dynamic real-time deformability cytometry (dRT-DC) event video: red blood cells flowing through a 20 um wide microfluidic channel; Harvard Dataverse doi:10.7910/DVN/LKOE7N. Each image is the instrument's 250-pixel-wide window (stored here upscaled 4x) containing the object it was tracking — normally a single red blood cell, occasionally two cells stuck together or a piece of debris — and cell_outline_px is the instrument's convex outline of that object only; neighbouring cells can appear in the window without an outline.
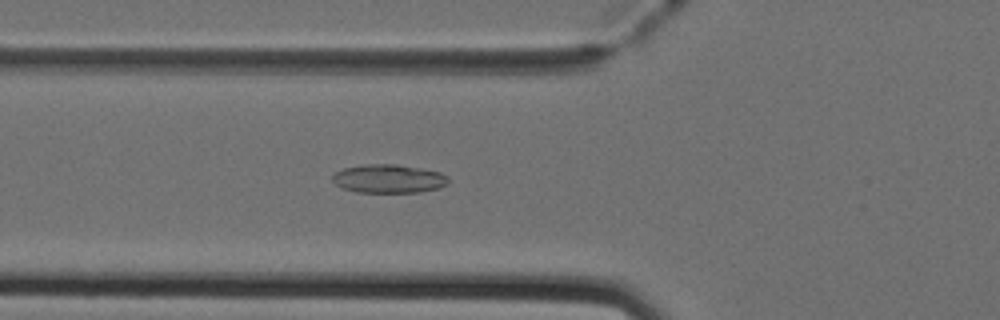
{"species": "Egyptian fruit bat (a non-hibernating species)", "species_latin": "Rousettus aegyptiacus", "temperature_condition": "cold", "stored_images_in_passage": 51, "camera_frame_rate_fps": 3000, "um_per_image_px": 0.085, "animal": {"sex": "female"}, "frame": {"image": 1, "passage_image": 19, "time_ms": 6.0, "image_size_px": [1000, 320], "cell_outline_px": [[448, 184], [440, 188], [420, 192], [356, 192], [340, 188], [332, 180], [332, 176], [336, 172], [344, 168], [364, 164], [396, 164], [420, 168], [440, 172], [448, 176]], "centroid_in_image_um": [33.04, 15.19], "position_along_channel_um": 92.8, "area_um2": 19.42}}
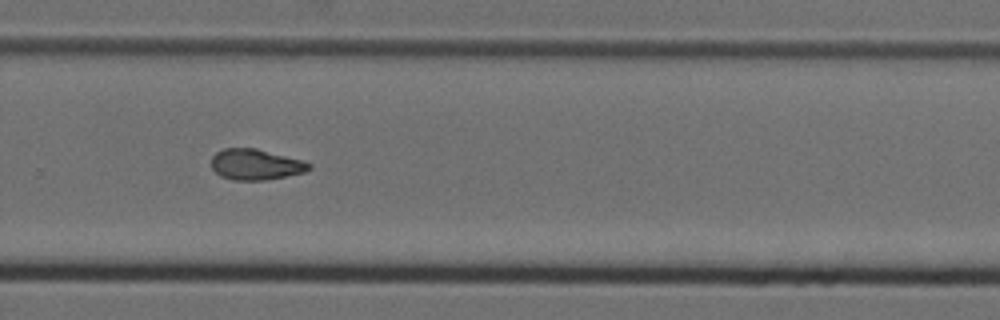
{"frame": {"image": 2, "passage_image": 35, "time_ms": 11.333, "image_size_px": [1000, 320], "cell_outline_px": [[312, 168], [304, 172], [264, 180], [232, 180], [220, 176], [212, 168], [212, 156], [216, 152], [224, 148], [256, 148], [304, 160], [312, 164]], "centroid_in_image_um": [21.74, 13.97], "position_along_channel_um": 308.1, "area_um2": 17.57}}
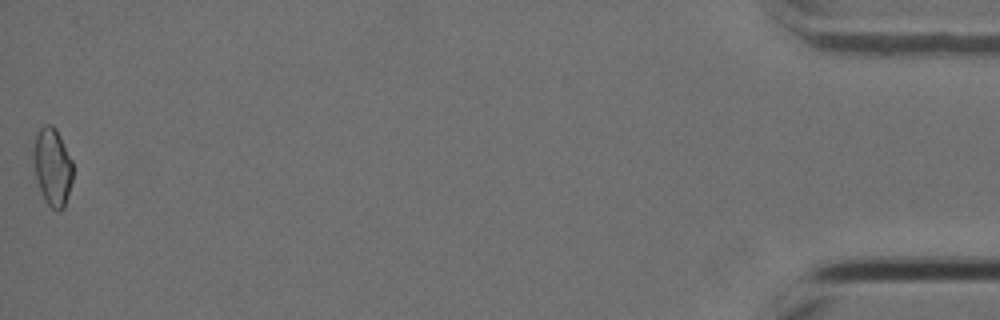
{"frame": {"image": 3, "passage_image": 51, "time_ms": 16.667, "image_size_px": [1000, 320], "cell_outline_px": [[72, 180], [64, 208], [60, 212], [52, 208], [44, 200], [36, 180], [32, 152], [36, 136], [40, 128], [44, 124], [52, 124], [56, 128], [72, 160]], "centroid_in_image_um": [4.45, 14.18], "position_along_channel_um": 430.8, "area_um2": 17.92}, "authors_computed_cell_mechanics": {"area_um2": 17.8602, "velocity_mm_per_s": 4.036, "shape_relaxation_time_tau1_ms": null, "shape_relaxation_time_tau2_ms": 2.6171, "deformation_change_tau1": null, "deformation_change_tau2": 0.0845}}